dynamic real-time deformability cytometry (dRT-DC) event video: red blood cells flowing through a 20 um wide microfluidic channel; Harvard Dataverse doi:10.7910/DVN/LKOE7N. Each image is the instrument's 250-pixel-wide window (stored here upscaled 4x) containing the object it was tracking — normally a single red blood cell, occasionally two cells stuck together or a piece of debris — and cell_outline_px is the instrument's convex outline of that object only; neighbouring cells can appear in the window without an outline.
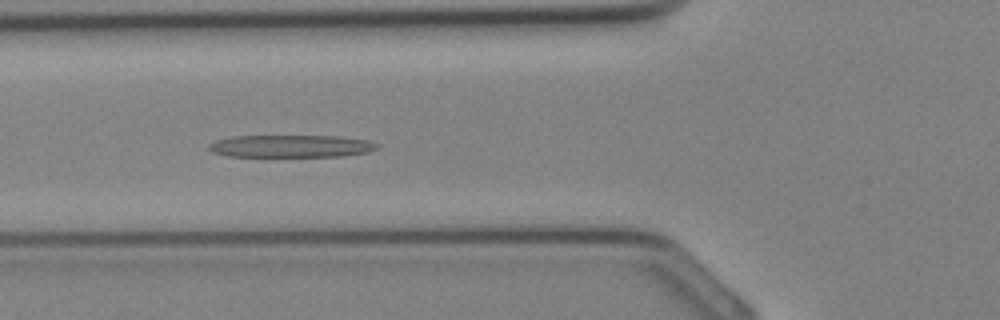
{"species": "Egyptian fruit bat (a non-hibernating species)", "species_latin": "Rousettus aegyptiacus", "temperature_condition": "cold", "stored_images_in_passage": 29, "camera_frame_rate_fps": 3000, "um_per_image_px": 0.085, "animal": {"sex": "female"}, "frame": {"image": 1, "passage_image": 6, "time_ms": 1.667, "image_size_px": [1000, 320], "cell_outline_px": [[380, 148], [368, 152], [344, 156], [228, 156], [212, 152], [208, 148], [208, 144], [216, 140], [232, 136], [340, 136], [368, 140], [380, 144]], "centroid_in_image_um": [24.78, 12.42], "position_along_channel_um": 101.0, "area_um2": 22.08}}
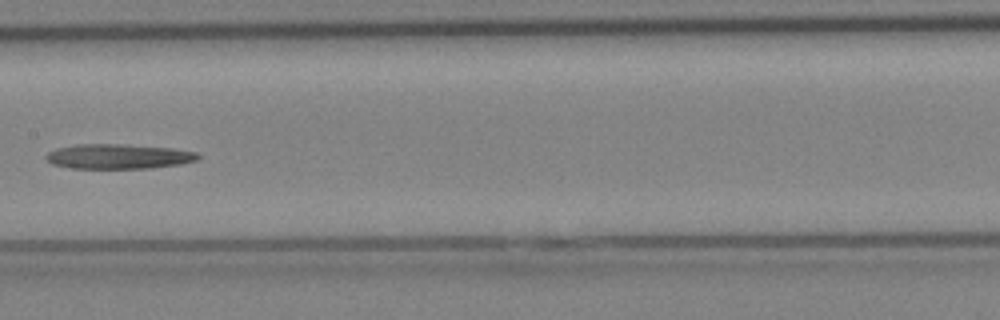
{"frame": {"image": 2, "passage_image": 11, "time_ms": 3.333, "image_size_px": [1000, 320], "cell_outline_px": [[200, 156], [196, 160], [180, 164], [148, 168], [72, 168], [52, 164], [44, 156], [48, 152], [56, 148], [76, 144], [120, 144], [172, 148], [196, 152]], "centroid_in_image_um": [10.03, 13.29], "position_along_channel_um": 197.4, "area_um2": 21.85}}
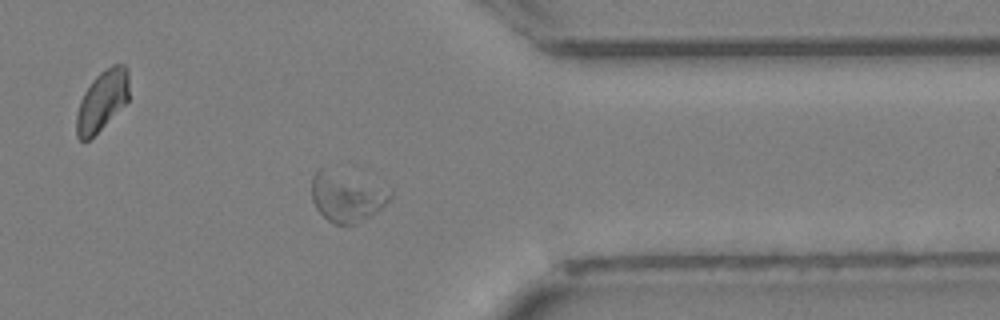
{"frame": {"image": 3, "passage_image": 21, "time_ms": 6.667, "image_size_px": [1000, 320], "cell_outline_px": [[392, 196], [376, 212], [356, 224], [336, 224], [328, 220], [316, 208], [312, 200], [312, 176], [320, 168], [324, 168], [392, 192]], "centroid_in_image_um": [29.39, 16.78], "position_along_channel_um": 382.0, "area_um2": 21.5}}